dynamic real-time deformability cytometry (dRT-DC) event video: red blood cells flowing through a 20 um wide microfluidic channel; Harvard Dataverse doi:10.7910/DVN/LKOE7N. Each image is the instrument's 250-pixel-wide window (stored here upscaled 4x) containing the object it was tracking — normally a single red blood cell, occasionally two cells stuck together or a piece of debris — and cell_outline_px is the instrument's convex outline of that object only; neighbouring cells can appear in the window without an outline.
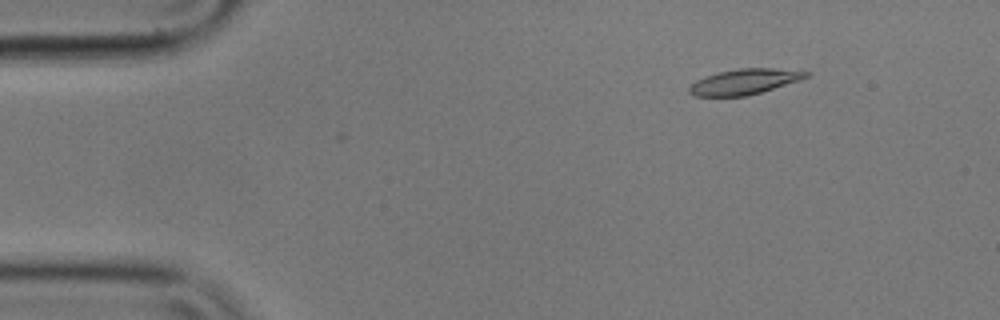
{"species": "common noctule bat (a hibernating species)", "species_latin": "Nyctalus noctula", "temperature_condition": "cold", "stored_images_in_passage": 4, "camera_frame_rate_fps": 3000, "um_per_image_px": 0.085, "animal": {"sex": "male", "body_mass_g": 17.9}, "frame": {"image": 1, "passage_image": 2, "time_ms": 0.333, "image_size_px": [1000, 320], "cell_outline_px": [[812, 72], [808, 76], [800, 80], [760, 92], [744, 96], [692, 96], [688, 92], [688, 88], [696, 80], [716, 72], [740, 68], [772, 68]], "centroid_in_image_um": [63.24, 6.94], "position_along_channel_um": 21.8, "area_um2": 17.22}}